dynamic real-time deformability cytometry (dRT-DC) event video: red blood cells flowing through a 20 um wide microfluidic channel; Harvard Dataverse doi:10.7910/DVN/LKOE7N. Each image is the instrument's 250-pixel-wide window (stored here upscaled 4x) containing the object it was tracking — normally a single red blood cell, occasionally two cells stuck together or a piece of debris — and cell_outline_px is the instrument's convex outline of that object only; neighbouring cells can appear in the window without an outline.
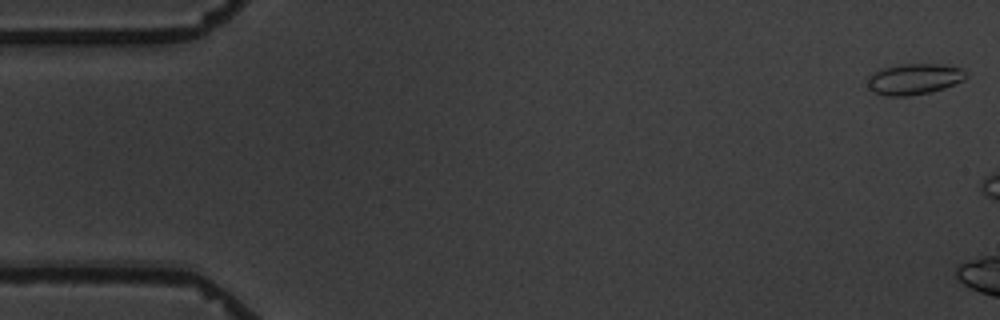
{"species": "common noctule bat (a hibernating species)", "species_latin": "Nyctalus noctula", "temperature_condition": "warm", "stored_images_in_passage": 3, "camera_frame_rate_fps": 3000, "um_per_image_px": 0.085, "animal": {"sex": "male", "body_mass_g": 19.5, "forearm_length_mm": 54.6}, "frame": {"image": 1, "passage_image": 1, "time_ms": 0.0, "image_size_px": [1000, 320], "cell_outline_px": [[968, 76], [964, 80], [944, 88], [932, 92], [908, 96], [888, 96], [872, 92], [868, 88], [868, 76], [880, 68], [900, 64], [940, 64], [964, 68]], "centroid_in_image_um": [77.71, 6.72], "position_along_channel_um": 7.3, "area_um2": 18.03}}